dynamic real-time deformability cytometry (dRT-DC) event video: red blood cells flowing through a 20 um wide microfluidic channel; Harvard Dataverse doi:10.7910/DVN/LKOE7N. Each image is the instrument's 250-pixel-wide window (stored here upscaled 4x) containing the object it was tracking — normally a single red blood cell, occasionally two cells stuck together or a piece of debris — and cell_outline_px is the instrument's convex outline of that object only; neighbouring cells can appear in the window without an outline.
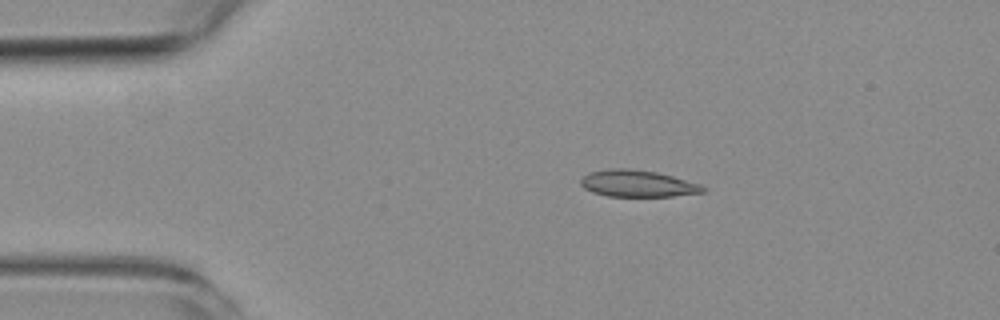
{"species": "common noctule bat (a hibernating species)", "species_latin": "Nyctalus noctula", "temperature_condition": "room temperature", "stored_images_in_passage": 7, "camera_frame_rate_fps": 3000, "um_per_image_px": 0.085, "animal": {"sex": "female", "body_mass_g": 19.3, "forearm_length_mm": 54.1}, "frame": {"image": 1, "passage_image": 2, "time_ms": 2.0, "image_size_px": [1000, 320], "cell_outline_px": [[708, 188], [704, 192], [672, 196], [608, 196], [592, 192], [584, 188], [580, 184], [580, 180], [588, 172], [608, 168], [628, 168], [656, 172], [672, 176], [700, 184]], "centroid_in_image_um": [54.17, 15.59], "position_along_channel_um": 30.8, "area_um2": 19.07}}
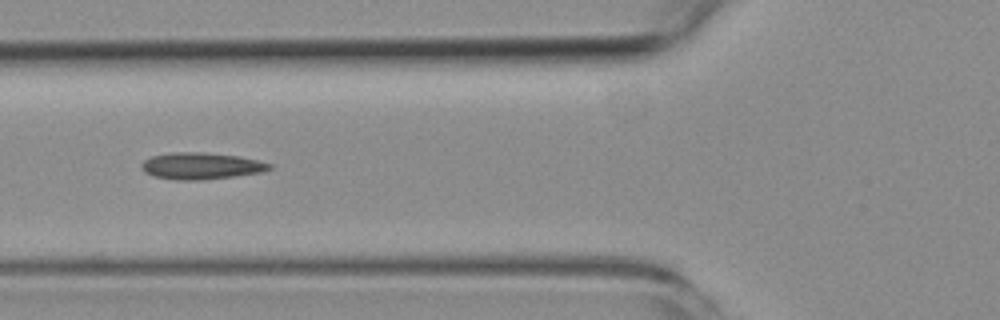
{"frame": {"image": 2, "passage_image": 5, "time_ms": 5.333, "image_size_px": [1000, 320], "cell_outline_px": [[272, 168], [264, 172], [236, 176], [200, 180], [172, 180], [156, 176], [144, 172], [140, 168], [140, 164], [144, 160], [152, 156], [176, 152], [204, 152], [240, 156], [272, 164]], "centroid_in_image_um": [17.1, 14.11], "position_along_channel_um": 108.7, "area_um2": 20.0}}
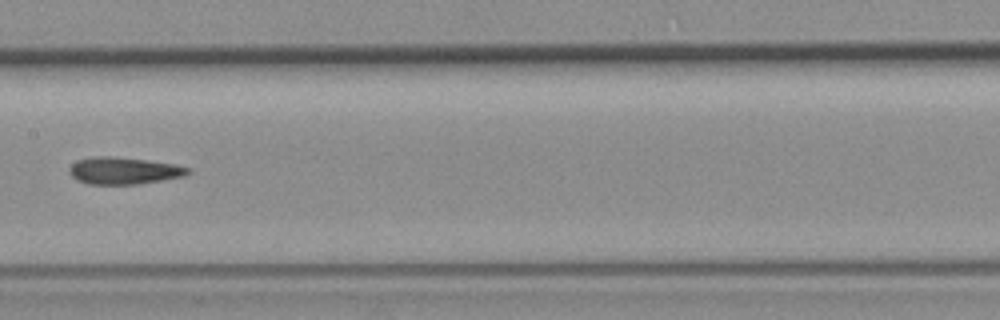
{"frame": {"image": 3, "passage_image": 7, "time_ms": 7.667, "image_size_px": [1000, 320], "cell_outline_px": [[192, 172], [184, 176], [140, 184], [88, 184], [76, 180], [68, 172], [68, 168], [76, 160], [92, 156], [112, 156], [176, 164], [192, 168]], "centroid_in_image_um": [10.52, 14.51], "position_along_channel_um": 196.9, "area_um2": 18.9}}